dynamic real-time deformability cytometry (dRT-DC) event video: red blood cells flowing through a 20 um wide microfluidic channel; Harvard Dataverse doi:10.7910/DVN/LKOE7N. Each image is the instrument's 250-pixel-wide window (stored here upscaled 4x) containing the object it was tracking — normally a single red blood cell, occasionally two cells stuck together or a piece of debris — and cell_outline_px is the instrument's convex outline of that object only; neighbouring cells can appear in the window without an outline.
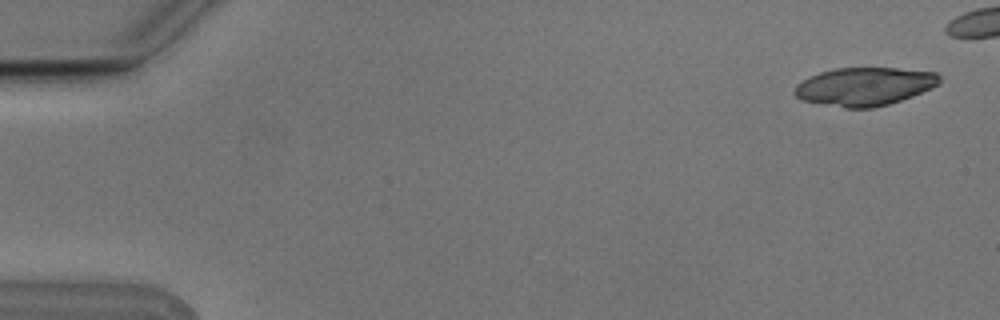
{"species": "Egyptian fruit bat (a non-hibernating species)", "species_latin": "Rousettus aegyptiacus", "temperature_condition": "cold", "stored_images_in_passage": 2, "camera_frame_rate_fps": 3000, "um_per_image_px": 0.085, "animal": {"sex": "male"}, "frame": {"image": 1, "passage_image": 1, "time_ms": 0.0, "image_size_px": [1000, 320], "cell_outline_px": [[940, 84], [932, 88], [912, 96], [888, 104], [872, 108], [844, 108], [800, 100], [792, 92], [796, 84], [808, 76], [820, 72], [836, 68], [896, 68], [936, 72], [940, 76]], "centroid_in_image_um": [73.45, 7.35], "position_along_channel_um": 11.5, "area_um2": 32.48}}